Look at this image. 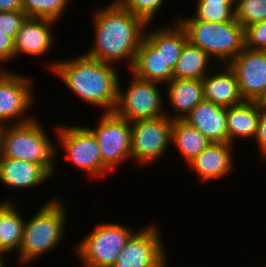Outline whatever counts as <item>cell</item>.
<instances>
[{
	"label": "cell",
	"instance_id": "7402d4cb",
	"mask_svg": "<svg viewBox=\"0 0 266 267\" xmlns=\"http://www.w3.org/2000/svg\"><path fill=\"white\" fill-rule=\"evenodd\" d=\"M228 142L234 146L241 139L255 138L260 109L255 101H243L239 105L226 107Z\"/></svg>",
	"mask_w": 266,
	"mask_h": 267
},
{
	"label": "cell",
	"instance_id": "1f68e13d",
	"mask_svg": "<svg viewBox=\"0 0 266 267\" xmlns=\"http://www.w3.org/2000/svg\"><path fill=\"white\" fill-rule=\"evenodd\" d=\"M15 60L14 39L0 31V63Z\"/></svg>",
	"mask_w": 266,
	"mask_h": 267
},
{
	"label": "cell",
	"instance_id": "f1b7e54d",
	"mask_svg": "<svg viewBox=\"0 0 266 267\" xmlns=\"http://www.w3.org/2000/svg\"><path fill=\"white\" fill-rule=\"evenodd\" d=\"M167 0H124L120 6L140 17L146 24H151L158 16V10L164 7Z\"/></svg>",
	"mask_w": 266,
	"mask_h": 267
},
{
	"label": "cell",
	"instance_id": "e0dca14e",
	"mask_svg": "<svg viewBox=\"0 0 266 267\" xmlns=\"http://www.w3.org/2000/svg\"><path fill=\"white\" fill-rule=\"evenodd\" d=\"M183 120L210 143L228 142L226 107L203 100Z\"/></svg>",
	"mask_w": 266,
	"mask_h": 267
},
{
	"label": "cell",
	"instance_id": "30bf717a",
	"mask_svg": "<svg viewBox=\"0 0 266 267\" xmlns=\"http://www.w3.org/2000/svg\"><path fill=\"white\" fill-rule=\"evenodd\" d=\"M101 116L95 128L86 127L99 144L102 163L113 173L117 166L131 160V124L115 112H104Z\"/></svg>",
	"mask_w": 266,
	"mask_h": 267
},
{
	"label": "cell",
	"instance_id": "cb8c5ba5",
	"mask_svg": "<svg viewBox=\"0 0 266 267\" xmlns=\"http://www.w3.org/2000/svg\"><path fill=\"white\" fill-rule=\"evenodd\" d=\"M211 143L197 129L183 119L173 120L171 127V146L180 153L188 164Z\"/></svg>",
	"mask_w": 266,
	"mask_h": 267
},
{
	"label": "cell",
	"instance_id": "4dcf8cb0",
	"mask_svg": "<svg viewBox=\"0 0 266 267\" xmlns=\"http://www.w3.org/2000/svg\"><path fill=\"white\" fill-rule=\"evenodd\" d=\"M27 16L23 10L0 11V31L15 39Z\"/></svg>",
	"mask_w": 266,
	"mask_h": 267
},
{
	"label": "cell",
	"instance_id": "d6a6232c",
	"mask_svg": "<svg viewBox=\"0 0 266 267\" xmlns=\"http://www.w3.org/2000/svg\"><path fill=\"white\" fill-rule=\"evenodd\" d=\"M254 140L258 146L257 148H259L258 150H261L260 158H266V111L260 110V117Z\"/></svg>",
	"mask_w": 266,
	"mask_h": 267
},
{
	"label": "cell",
	"instance_id": "d590c367",
	"mask_svg": "<svg viewBox=\"0 0 266 267\" xmlns=\"http://www.w3.org/2000/svg\"><path fill=\"white\" fill-rule=\"evenodd\" d=\"M195 3H208V4H235V0H196Z\"/></svg>",
	"mask_w": 266,
	"mask_h": 267
},
{
	"label": "cell",
	"instance_id": "44dd1931",
	"mask_svg": "<svg viewBox=\"0 0 266 267\" xmlns=\"http://www.w3.org/2000/svg\"><path fill=\"white\" fill-rule=\"evenodd\" d=\"M129 72L136 77L161 83L173 79V70L166 64L163 56L145 38L140 42L135 60Z\"/></svg>",
	"mask_w": 266,
	"mask_h": 267
},
{
	"label": "cell",
	"instance_id": "9a60e30c",
	"mask_svg": "<svg viewBox=\"0 0 266 267\" xmlns=\"http://www.w3.org/2000/svg\"><path fill=\"white\" fill-rule=\"evenodd\" d=\"M57 23L46 18H26L14 39L15 58L22 54L33 57L48 55L55 46L53 26Z\"/></svg>",
	"mask_w": 266,
	"mask_h": 267
},
{
	"label": "cell",
	"instance_id": "4fadbf2b",
	"mask_svg": "<svg viewBox=\"0 0 266 267\" xmlns=\"http://www.w3.org/2000/svg\"><path fill=\"white\" fill-rule=\"evenodd\" d=\"M244 101H256L266 89V51L244 48L229 63Z\"/></svg>",
	"mask_w": 266,
	"mask_h": 267
},
{
	"label": "cell",
	"instance_id": "6da1fadb",
	"mask_svg": "<svg viewBox=\"0 0 266 267\" xmlns=\"http://www.w3.org/2000/svg\"><path fill=\"white\" fill-rule=\"evenodd\" d=\"M92 13L94 45L84 53L116 66L124 61L128 72L144 38L147 24L120 5H105Z\"/></svg>",
	"mask_w": 266,
	"mask_h": 267
},
{
	"label": "cell",
	"instance_id": "8992f818",
	"mask_svg": "<svg viewBox=\"0 0 266 267\" xmlns=\"http://www.w3.org/2000/svg\"><path fill=\"white\" fill-rule=\"evenodd\" d=\"M95 228L75 246L76 258L82 267H112L129 238L137 231L127 225L108 221Z\"/></svg>",
	"mask_w": 266,
	"mask_h": 267
},
{
	"label": "cell",
	"instance_id": "3957f363",
	"mask_svg": "<svg viewBox=\"0 0 266 267\" xmlns=\"http://www.w3.org/2000/svg\"><path fill=\"white\" fill-rule=\"evenodd\" d=\"M63 199L55 195L44 202L29 220L24 222L23 241L16 254L17 265L27 267L63 242L68 223V208ZM67 222V223H66Z\"/></svg>",
	"mask_w": 266,
	"mask_h": 267
},
{
	"label": "cell",
	"instance_id": "4316f807",
	"mask_svg": "<svg viewBox=\"0 0 266 267\" xmlns=\"http://www.w3.org/2000/svg\"><path fill=\"white\" fill-rule=\"evenodd\" d=\"M235 4H208L195 3L194 15L189 17H179L175 19H200L209 22H227L235 20L234 17Z\"/></svg>",
	"mask_w": 266,
	"mask_h": 267
},
{
	"label": "cell",
	"instance_id": "603a6c76",
	"mask_svg": "<svg viewBox=\"0 0 266 267\" xmlns=\"http://www.w3.org/2000/svg\"><path fill=\"white\" fill-rule=\"evenodd\" d=\"M17 207L11 198L0 202V253L3 255L12 251L16 255L23 241L26 217H23Z\"/></svg>",
	"mask_w": 266,
	"mask_h": 267
},
{
	"label": "cell",
	"instance_id": "ac0fdd59",
	"mask_svg": "<svg viewBox=\"0 0 266 267\" xmlns=\"http://www.w3.org/2000/svg\"><path fill=\"white\" fill-rule=\"evenodd\" d=\"M165 104L170 105V110L165 111L166 115L172 119H184L203 98L202 80L196 79H172L166 83ZM169 103V104H168Z\"/></svg>",
	"mask_w": 266,
	"mask_h": 267
},
{
	"label": "cell",
	"instance_id": "2e32d148",
	"mask_svg": "<svg viewBox=\"0 0 266 267\" xmlns=\"http://www.w3.org/2000/svg\"><path fill=\"white\" fill-rule=\"evenodd\" d=\"M53 178L40 164L0 155V183L7 189L29 190Z\"/></svg>",
	"mask_w": 266,
	"mask_h": 267
},
{
	"label": "cell",
	"instance_id": "74e56055",
	"mask_svg": "<svg viewBox=\"0 0 266 267\" xmlns=\"http://www.w3.org/2000/svg\"><path fill=\"white\" fill-rule=\"evenodd\" d=\"M4 257V258H3ZM5 255L3 256V254L2 253H0V267H7V266H5L6 264V260H5Z\"/></svg>",
	"mask_w": 266,
	"mask_h": 267
},
{
	"label": "cell",
	"instance_id": "8d00e7d4",
	"mask_svg": "<svg viewBox=\"0 0 266 267\" xmlns=\"http://www.w3.org/2000/svg\"><path fill=\"white\" fill-rule=\"evenodd\" d=\"M4 128H5V125L0 123V154H1V145H2V134H3Z\"/></svg>",
	"mask_w": 266,
	"mask_h": 267
},
{
	"label": "cell",
	"instance_id": "e575fe53",
	"mask_svg": "<svg viewBox=\"0 0 266 267\" xmlns=\"http://www.w3.org/2000/svg\"><path fill=\"white\" fill-rule=\"evenodd\" d=\"M255 102L261 111H266V89Z\"/></svg>",
	"mask_w": 266,
	"mask_h": 267
},
{
	"label": "cell",
	"instance_id": "83f0119b",
	"mask_svg": "<svg viewBox=\"0 0 266 267\" xmlns=\"http://www.w3.org/2000/svg\"><path fill=\"white\" fill-rule=\"evenodd\" d=\"M234 17L243 27L266 19V0H235Z\"/></svg>",
	"mask_w": 266,
	"mask_h": 267
},
{
	"label": "cell",
	"instance_id": "f546056e",
	"mask_svg": "<svg viewBox=\"0 0 266 267\" xmlns=\"http://www.w3.org/2000/svg\"><path fill=\"white\" fill-rule=\"evenodd\" d=\"M244 48L266 51V19L244 27Z\"/></svg>",
	"mask_w": 266,
	"mask_h": 267
},
{
	"label": "cell",
	"instance_id": "52a82bcc",
	"mask_svg": "<svg viewBox=\"0 0 266 267\" xmlns=\"http://www.w3.org/2000/svg\"><path fill=\"white\" fill-rule=\"evenodd\" d=\"M54 127L52 131H55L56 140L59 141L56 142V150L60 148L73 166L95 179L107 177V174L109 176L112 173L102 163L99 144L84 124L82 126L62 123Z\"/></svg>",
	"mask_w": 266,
	"mask_h": 267
},
{
	"label": "cell",
	"instance_id": "d6986e66",
	"mask_svg": "<svg viewBox=\"0 0 266 267\" xmlns=\"http://www.w3.org/2000/svg\"><path fill=\"white\" fill-rule=\"evenodd\" d=\"M222 66L220 72L211 71L202 79L203 98L223 107L239 105L244 100L240 95L235 73L228 64Z\"/></svg>",
	"mask_w": 266,
	"mask_h": 267
},
{
	"label": "cell",
	"instance_id": "5bb4252c",
	"mask_svg": "<svg viewBox=\"0 0 266 267\" xmlns=\"http://www.w3.org/2000/svg\"><path fill=\"white\" fill-rule=\"evenodd\" d=\"M234 147L229 142L211 143L187 165L191 172L196 173L200 183L224 179L233 173L236 166Z\"/></svg>",
	"mask_w": 266,
	"mask_h": 267
},
{
	"label": "cell",
	"instance_id": "7c38bea8",
	"mask_svg": "<svg viewBox=\"0 0 266 267\" xmlns=\"http://www.w3.org/2000/svg\"><path fill=\"white\" fill-rule=\"evenodd\" d=\"M139 228L127 241L112 267H168V257L159 227Z\"/></svg>",
	"mask_w": 266,
	"mask_h": 267
},
{
	"label": "cell",
	"instance_id": "9c48e42d",
	"mask_svg": "<svg viewBox=\"0 0 266 267\" xmlns=\"http://www.w3.org/2000/svg\"><path fill=\"white\" fill-rule=\"evenodd\" d=\"M130 124L131 161L137 164V168L138 165L151 166L170 150L173 120L167 115L136 120Z\"/></svg>",
	"mask_w": 266,
	"mask_h": 267
},
{
	"label": "cell",
	"instance_id": "836d02e7",
	"mask_svg": "<svg viewBox=\"0 0 266 267\" xmlns=\"http://www.w3.org/2000/svg\"><path fill=\"white\" fill-rule=\"evenodd\" d=\"M22 10L21 0H0V11Z\"/></svg>",
	"mask_w": 266,
	"mask_h": 267
},
{
	"label": "cell",
	"instance_id": "484cf974",
	"mask_svg": "<svg viewBox=\"0 0 266 267\" xmlns=\"http://www.w3.org/2000/svg\"><path fill=\"white\" fill-rule=\"evenodd\" d=\"M71 0H21L28 18H46L59 22L67 12Z\"/></svg>",
	"mask_w": 266,
	"mask_h": 267
},
{
	"label": "cell",
	"instance_id": "f35d334b",
	"mask_svg": "<svg viewBox=\"0 0 266 267\" xmlns=\"http://www.w3.org/2000/svg\"><path fill=\"white\" fill-rule=\"evenodd\" d=\"M111 1L108 2L107 5H120L124 0H111Z\"/></svg>",
	"mask_w": 266,
	"mask_h": 267
},
{
	"label": "cell",
	"instance_id": "ba28073f",
	"mask_svg": "<svg viewBox=\"0 0 266 267\" xmlns=\"http://www.w3.org/2000/svg\"><path fill=\"white\" fill-rule=\"evenodd\" d=\"M131 81L122 89L118 83V101L115 113L130 122L141 119H152L166 115V105L160 86L163 84L144 80L130 72Z\"/></svg>",
	"mask_w": 266,
	"mask_h": 267
},
{
	"label": "cell",
	"instance_id": "277c9868",
	"mask_svg": "<svg viewBox=\"0 0 266 267\" xmlns=\"http://www.w3.org/2000/svg\"><path fill=\"white\" fill-rule=\"evenodd\" d=\"M41 123V120L35 117L27 123L5 125L0 155L40 164L55 177L58 172L56 160L60 150H56V143L50 139V133Z\"/></svg>",
	"mask_w": 266,
	"mask_h": 267
},
{
	"label": "cell",
	"instance_id": "5b68a950",
	"mask_svg": "<svg viewBox=\"0 0 266 267\" xmlns=\"http://www.w3.org/2000/svg\"><path fill=\"white\" fill-rule=\"evenodd\" d=\"M190 44L206 52L216 64H228L244 49V27L236 20L209 22L177 19Z\"/></svg>",
	"mask_w": 266,
	"mask_h": 267
},
{
	"label": "cell",
	"instance_id": "7a4b0ae2",
	"mask_svg": "<svg viewBox=\"0 0 266 267\" xmlns=\"http://www.w3.org/2000/svg\"><path fill=\"white\" fill-rule=\"evenodd\" d=\"M78 56V57H77ZM69 59L50 62L48 70L61 79L82 102L114 112L118 101L120 73L116 65L80 53Z\"/></svg>",
	"mask_w": 266,
	"mask_h": 267
},
{
	"label": "cell",
	"instance_id": "ffe728a7",
	"mask_svg": "<svg viewBox=\"0 0 266 267\" xmlns=\"http://www.w3.org/2000/svg\"><path fill=\"white\" fill-rule=\"evenodd\" d=\"M157 29L146 25L144 38L163 56L166 64L174 70L184 45L188 42L185 30L176 19ZM174 23V24H173ZM169 25V26H168ZM148 28V30H147ZM152 29V30H151Z\"/></svg>",
	"mask_w": 266,
	"mask_h": 267
},
{
	"label": "cell",
	"instance_id": "8fae6325",
	"mask_svg": "<svg viewBox=\"0 0 266 267\" xmlns=\"http://www.w3.org/2000/svg\"><path fill=\"white\" fill-rule=\"evenodd\" d=\"M2 67V69H1ZM0 67V123L14 125L35 118L29 110L35 104L34 80L18 72ZM34 94V95H33ZM11 121V123H10ZM13 122V123H12Z\"/></svg>",
	"mask_w": 266,
	"mask_h": 267
},
{
	"label": "cell",
	"instance_id": "d4e9b609",
	"mask_svg": "<svg viewBox=\"0 0 266 267\" xmlns=\"http://www.w3.org/2000/svg\"><path fill=\"white\" fill-rule=\"evenodd\" d=\"M212 62L206 52L187 42L173 70V79L202 80L212 70Z\"/></svg>",
	"mask_w": 266,
	"mask_h": 267
}]
</instances>
